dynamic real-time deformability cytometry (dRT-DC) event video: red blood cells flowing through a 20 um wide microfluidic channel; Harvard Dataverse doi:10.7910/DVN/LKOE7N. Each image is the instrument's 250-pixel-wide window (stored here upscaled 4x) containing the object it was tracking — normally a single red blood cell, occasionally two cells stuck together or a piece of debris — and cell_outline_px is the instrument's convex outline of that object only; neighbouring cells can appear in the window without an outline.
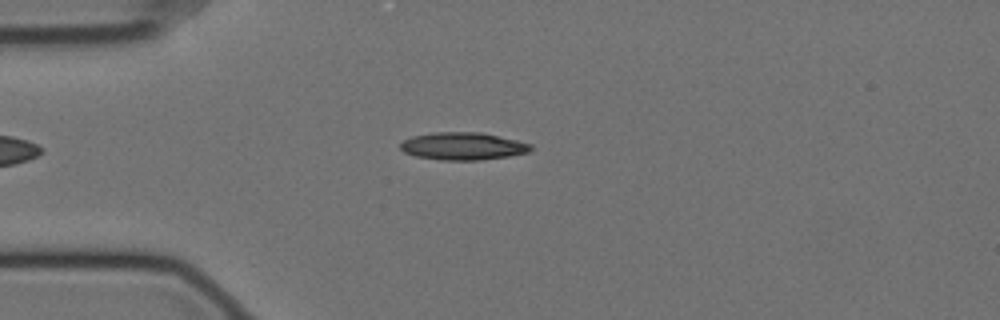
{"species": "Egyptian fruit bat (a non-hibernating species)", "species_latin": "Rousettus aegyptiacus", "temperature_condition": "cold", "stored_images_in_passage": 54, "camera_frame_rate_fps": 3000, "um_per_image_px": 0.085, "animal": {"sex": "female"}, "frame": {"image": 1, "passage_image": 11, "time_ms": 3.333, "image_size_px": [1000, 320], "cell_outline_px": [[532, 148], [528, 152], [508, 156], [480, 160], [440, 160], [416, 156], [404, 152], [400, 148], [400, 144], [404, 140], [412, 136], [436, 132], [484, 132], [532, 144]], "centroid_in_image_um": [39.35, 12.42], "position_along_channel_um": 45.7, "area_um2": 20.92}}
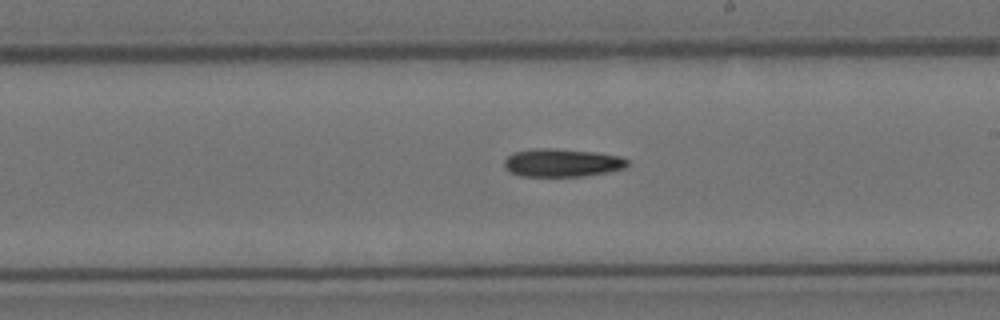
{"frame": {"image": 2, "passage_image": 29, "time_ms": 9.333, "image_size_px": [1000, 320], "cell_outline_px": [[628, 164], [624, 168], [584, 176], [520, 176], [508, 172], [504, 168], [504, 160], [508, 156], [516, 152], [532, 148], [552, 148], [596, 152], [620, 156], [628, 160]], "centroid_in_image_um": [47.73, 13.83], "position_along_channel_um": 241.3, "area_um2": 20.17}}
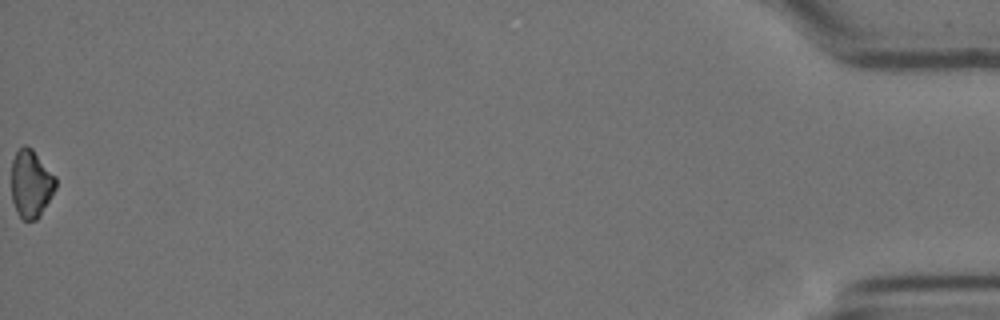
{"frame": {"image": 3, "passage_image": 54, "time_ms": 17.667, "image_size_px": [1000, 320], "cell_outline_px": [[56, 188], [40, 216], [36, 220], [24, 220], [16, 212], [12, 200], [12, 160], [16, 152], [24, 144], [32, 148], [56, 176]], "centroid_in_image_um": [2.64, 15.61], "position_along_channel_um": 432.6, "area_um2": 17.57}, "authors_computed_cell_mechanics": {"area_um2": 19.6231, "velocity_mm_per_s": 3.5251, "shape_relaxation_time_tau1_ms": 5.4009, "shape_relaxation_time_tau2_ms": null, "deformation_change_tau1": 0.1212, "deformation_change_tau2": null}}